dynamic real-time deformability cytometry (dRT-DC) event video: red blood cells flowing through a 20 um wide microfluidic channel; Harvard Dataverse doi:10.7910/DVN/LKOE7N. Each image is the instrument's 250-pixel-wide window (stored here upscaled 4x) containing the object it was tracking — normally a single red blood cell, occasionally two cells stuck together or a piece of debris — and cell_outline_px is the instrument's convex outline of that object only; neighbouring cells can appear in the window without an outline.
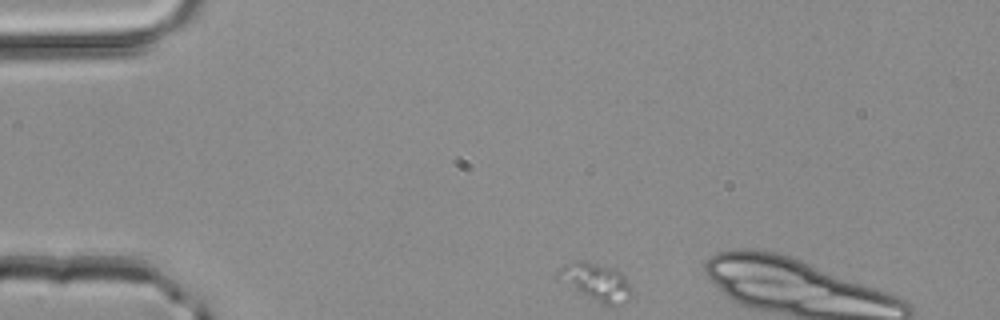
{"species": "common noctule bat (a hibernating species)", "species_latin": "Nyctalus noctula", "temperature_condition": "room temperature", "stored_images_in_passage": 2, "camera_frame_rate_fps": 3000, "um_per_image_px": 0.085, "animal": {"sex": "male", "body_mass_g": 20.4}, "frame": {"image": 1, "passage_image": 1, "time_ms": 0.0, "image_size_px": [1000, 320], "cell_outline_px": [[632, 296], [628, 300], [620, 304], [600, 304], [556, 280], [556, 272], [564, 264], [576, 260], [580, 260], [612, 268], [620, 272], [632, 284]], "centroid_in_image_um": [50.64, 23.97], "position_along_channel_um": 34.4, "area_um2": 16.36}}